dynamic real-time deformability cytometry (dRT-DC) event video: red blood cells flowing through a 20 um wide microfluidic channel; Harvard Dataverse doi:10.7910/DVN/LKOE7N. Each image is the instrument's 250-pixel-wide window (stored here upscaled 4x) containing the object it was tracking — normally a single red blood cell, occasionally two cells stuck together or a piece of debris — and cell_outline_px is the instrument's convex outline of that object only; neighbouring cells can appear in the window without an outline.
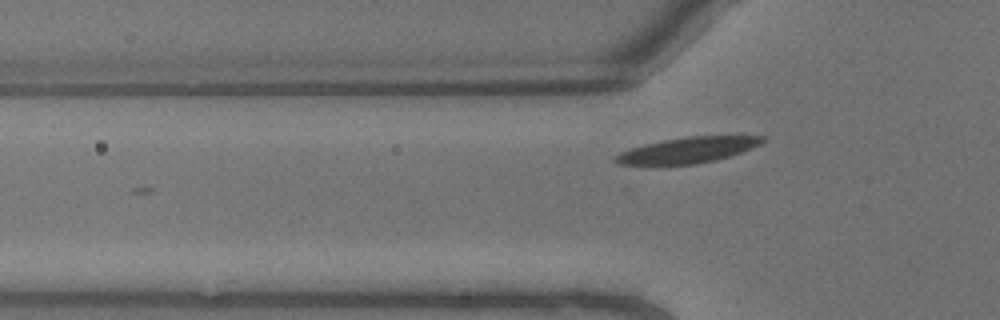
{"species": "common noctule bat (a hibernating species)", "species_latin": "Nyctalus noctula", "temperature_condition": "warm", "stored_images_in_passage": 2, "camera_frame_rate_fps": 3000, "um_per_image_px": 0.085, "animal": {"sex": "male", "body_mass_g": 13.3}, "frame": {"image": 1, "passage_image": 2, "time_ms": 0.333, "image_size_px": [1000, 320], "cell_outline_px": [[764, 140], [760, 144], [752, 148], [716, 160], [696, 164], [620, 164], [612, 160], [620, 152], [644, 144], [664, 140], [692, 136], [764, 136]], "centroid_in_image_um": [58.46, 12.75], "position_along_channel_um": 67.3, "area_um2": 21.56}}